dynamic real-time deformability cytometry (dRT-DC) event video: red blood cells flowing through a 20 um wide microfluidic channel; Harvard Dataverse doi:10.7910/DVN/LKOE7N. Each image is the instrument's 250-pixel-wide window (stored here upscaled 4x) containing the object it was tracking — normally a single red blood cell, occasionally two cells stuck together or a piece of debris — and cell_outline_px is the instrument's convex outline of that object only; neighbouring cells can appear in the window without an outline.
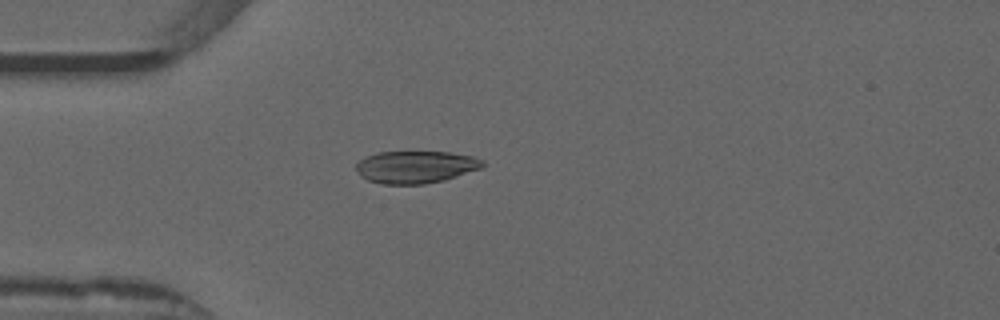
{"species": "common noctule bat (a hibernating species)", "species_latin": "Nyctalus noctula", "temperature_condition": "warm", "stored_images_in_passage": 41, "camera_frame_rate_fps": 3000, "um_per_image_px": 0.085, "animal": {"sex": "male", "forearm_length_mm": 52.5}, "frame": {"image": 1, "passage_image": 3, "time_ms": 0.667, "image_size_px": [1000, 320], "cell_outline_px": [[484, 164], [480, 168], [444, 180], [424, 184], [384, 184], [368, 180], [360, 176], [356, 168], [356, 164], [364, 156], [376, 152], [448, 152], [472, 156], [484, 160]], "centroid_in_image_um": [35.3, 14.19], "position_along_channel_um": 49.7, "area_um2": 23.76}}
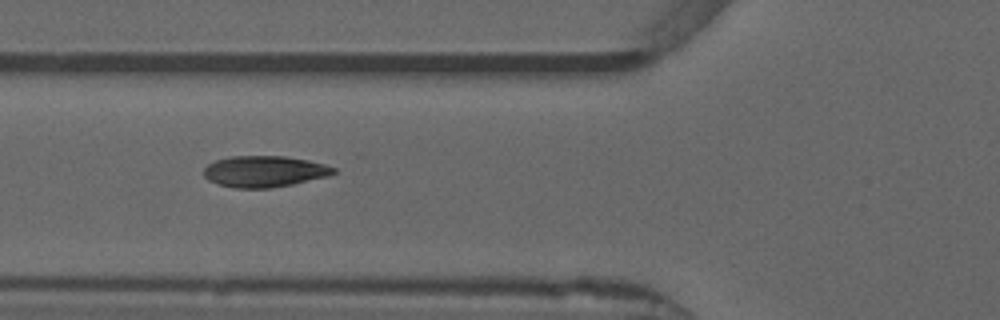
{"frame": {"image": 2, "passage_image": 8, "time_ms": 2.333, "image_size_px": [1000, 320], "cell_outline_px": [[336, 172], [328, 176], [292, 184], [272, 188], [232, 188], [208, 180], [204, 176], [204, 168], [208, 164], [216, 160], [228, 156], [284, 156], [308, 160], [324, 164], [336, 168]], "centroid_in_image_um": [22.46, 14.57], "position_along_channel_um": 103.3, "area_um2": 23.64}}
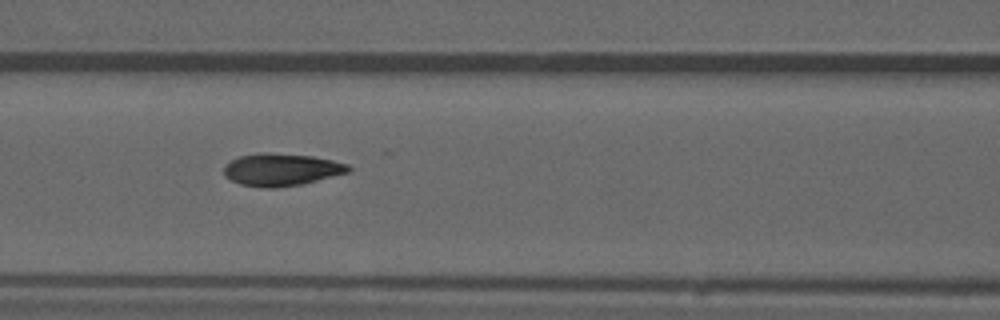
{"frame": {"image": 3, "passage_image": 11, "time_ms": 3.333, "image_size_px": [1000, 320], "cell_outline_px": [[352, 172], [300, 184], [276, 188], [268, 188], [240, 184], [224, 176], [224, 168], [232, 160], [240, 156], [260, 152], [264, 152], [312, 156], [332, 160], [348, 164], [352, 168]], "centroid_in_image_um": [23.95, 14.41], "position_along_channel_um": 142.6, "area_um2": 23.41}, "authors_computed_cell_mechanics": {"area_um2": 22.831, "velocity_mm_per_s": 3.8995, "shape_relaxation_time_tau1_ms": null, "shape_relaxation_time_tau2_ms": 4.2777, "deformation_change_tau1": null, "deformation_change_tau2": 0.054}}